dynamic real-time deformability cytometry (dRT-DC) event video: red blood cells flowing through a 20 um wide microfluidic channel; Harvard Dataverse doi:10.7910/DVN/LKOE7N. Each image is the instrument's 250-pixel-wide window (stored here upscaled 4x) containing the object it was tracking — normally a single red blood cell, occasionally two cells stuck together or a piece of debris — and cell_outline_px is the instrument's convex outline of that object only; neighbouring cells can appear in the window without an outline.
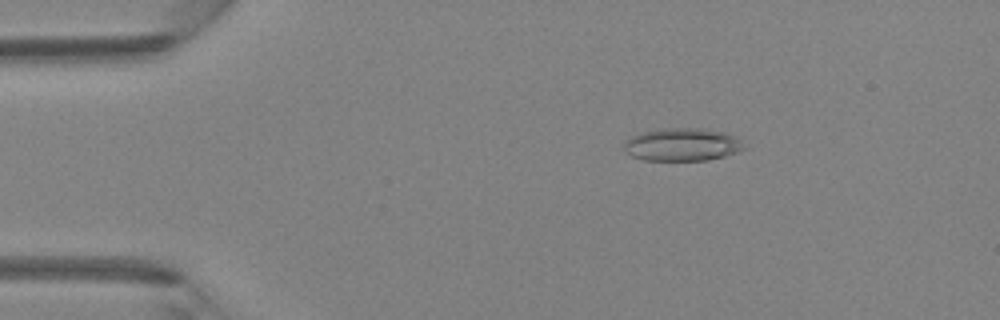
{"species": "Egyptian fruit bat (a non-hibernating species)", "species_latin": "Rousettus aegyptiacus", "temperature_condition": "room temperature", "stored_images_in_passage": 2, "camera_frame_rate_fps": 3000, "um_per_image_px": 0.085, "animal": {"sex": "female"}, "frame": {"image": 1, "passage_image": 1, "time_ms": 0.0, "image_size_px": [1000, 320], "cell_outline_px": [[748, 148], [724, 156], [708, 160], [644, 160], [632, 156], [624, 152], [624, 144], [632, 136], [644, 132], [660, 128], [700, 128], [724, 132], [740, 140]], "centroid_in_image_um": [58.0, 12.29], "position_along_channel_um": 27.0, "area_um2": 22.89}}